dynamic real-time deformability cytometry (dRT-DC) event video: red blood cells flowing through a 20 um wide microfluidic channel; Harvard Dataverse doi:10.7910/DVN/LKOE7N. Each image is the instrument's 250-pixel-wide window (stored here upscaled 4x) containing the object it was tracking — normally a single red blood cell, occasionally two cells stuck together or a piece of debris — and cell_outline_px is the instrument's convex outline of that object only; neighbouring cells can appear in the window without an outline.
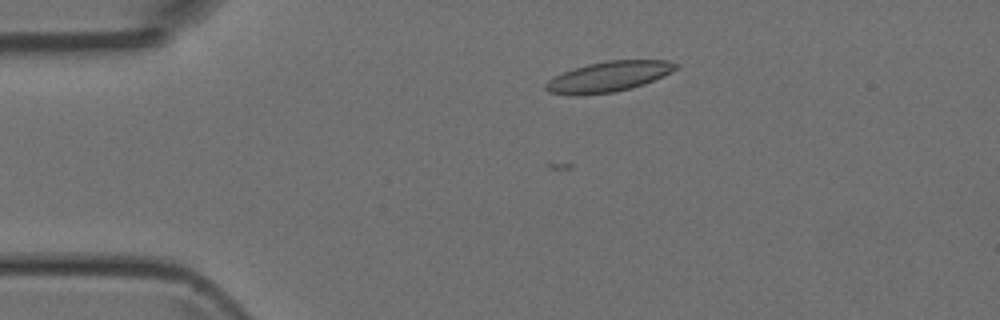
{"species": "Egyptian fruit bat (a non-hibernating species)", "species_latin": "Rousettus aegyptiacus", "temperature_condition": "room temperature", "stored_images_in_passage": 3, "camera_frame_rate_fps": 3000, "um_per_image_px": 0.085, "animal": {"sex": "female"}, "frame": {"image": 1, "passage_image": 3, "time_ms": 0.667, "image_size_px": [1000, 320], "cell_outline_px": [[680, 64], [672, 72], [664, 76], [644, 84], [632, 88], [612, 92], [576, 96], [568, 96], [548, 92], [544, 88], [544, 84], [548, 80], [564, 72], [588, 64], [608, 60], [668, 60]], "centroid_in_image_um": [51.73, 6.52], "position_along_channel_um": 33.3, "area_um2": 23.12}}